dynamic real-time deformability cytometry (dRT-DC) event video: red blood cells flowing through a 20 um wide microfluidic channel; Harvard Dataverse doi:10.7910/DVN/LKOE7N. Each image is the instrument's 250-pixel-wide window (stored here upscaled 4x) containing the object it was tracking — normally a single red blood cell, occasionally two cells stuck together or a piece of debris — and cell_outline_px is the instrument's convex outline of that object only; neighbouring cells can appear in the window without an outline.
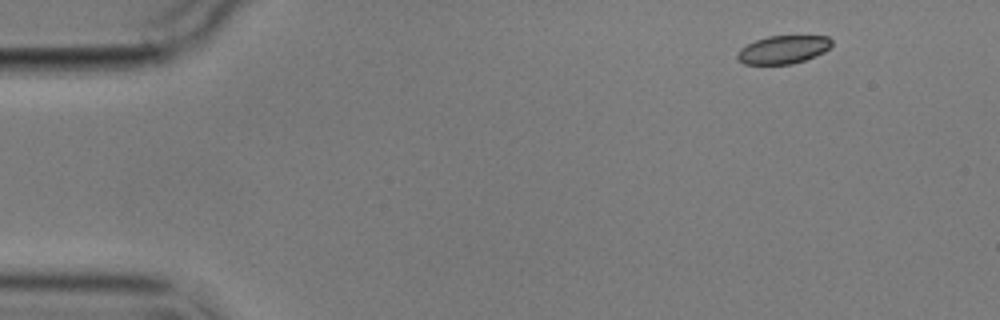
{"species": "common noctule bat (a hibernating species)", "species_latin": "Nyctalus noctula", "temperature_condition": "cold", "stored_images_in_passage": 4, "camera_frame_rate_fps": 3000, "um_per_image_px": 0.085, "animal": {"sex": "male", "body_mass_g": 17.9}, "frame": {"image": 1, "passage_image": 1, "time_ms": 0.0, "image_size_px": [1000, 320], "cell_outline_px": [[832, 44], [824, 52], [804, 60], [792, 64], [744, 64], [736, 56], [740, 48], [756, 40], [768, 36], [828, 36], [832, 40]], "centroid_in_image_um": [66.57, 4.21], "position_along_channel_um": 18.4, "area_um2": 15.32}}
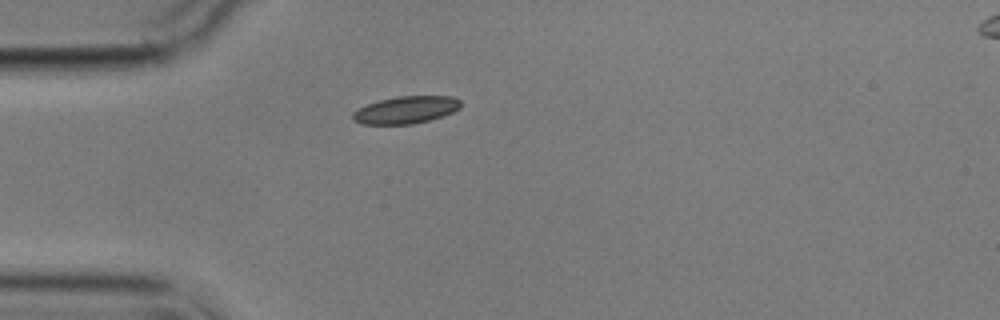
{"frame": {"image": 2, "passage_image": 4, "time_ms": 3.333, "image_size_px": [1000, 320], "cell_outline_px": [[460, 108], [444, 116], [412, 124], [360, 124], [352, 120], [352, 112], [368, 104], [380, 100], [396, 96], [452, 96], [460, 100]], "centroid_in_image_um": [34.49, 9.34], "position_along_channel_um": 50.5, "area_um2": 17.17}}